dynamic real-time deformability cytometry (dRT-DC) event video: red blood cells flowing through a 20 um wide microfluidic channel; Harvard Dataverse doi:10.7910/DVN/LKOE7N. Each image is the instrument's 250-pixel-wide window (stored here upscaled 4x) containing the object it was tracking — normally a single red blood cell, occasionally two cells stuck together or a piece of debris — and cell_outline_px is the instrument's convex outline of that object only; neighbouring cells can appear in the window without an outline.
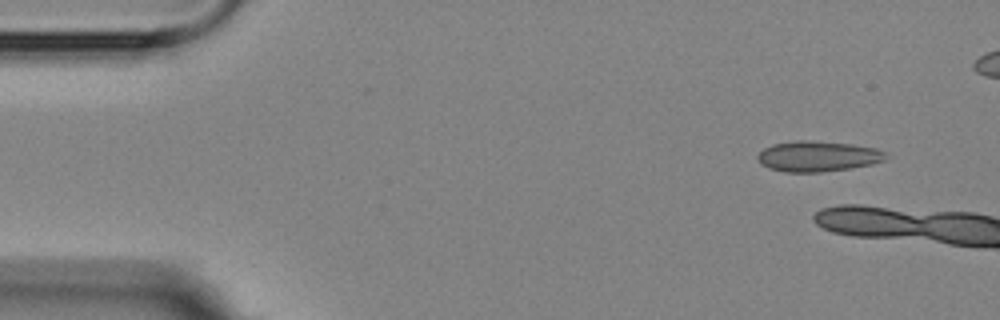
{"species": "Egyptian fruit bat (a non-hibernating species)", "species_latin": "Rousettus aegyptiacus", "temperature_condition": "room temperature", "stored_images_in_passage": 2, "camera_frame_rate_fps": 3000, "um_per_image_px": 0.085, "animal": {"sex": "female"}, "frame": {"image": 1, "passage_image": 1, "time_ms": 0.0, "image_size_px": [1000, 320], "cell_outline_px": [[892, 156], [884, 160], [872, 164], [848, 168], [820, 172], [784, 172], [768, 168], [760, 164], [756, 156], [764, 148], [772, 144], [796, 140], [808, 140], [852, 144], [876, 148]], "centroid_in_image_um": [69.5, 13.28], "position_along_channel_um": 15.5, "area_um2": 22.95}}